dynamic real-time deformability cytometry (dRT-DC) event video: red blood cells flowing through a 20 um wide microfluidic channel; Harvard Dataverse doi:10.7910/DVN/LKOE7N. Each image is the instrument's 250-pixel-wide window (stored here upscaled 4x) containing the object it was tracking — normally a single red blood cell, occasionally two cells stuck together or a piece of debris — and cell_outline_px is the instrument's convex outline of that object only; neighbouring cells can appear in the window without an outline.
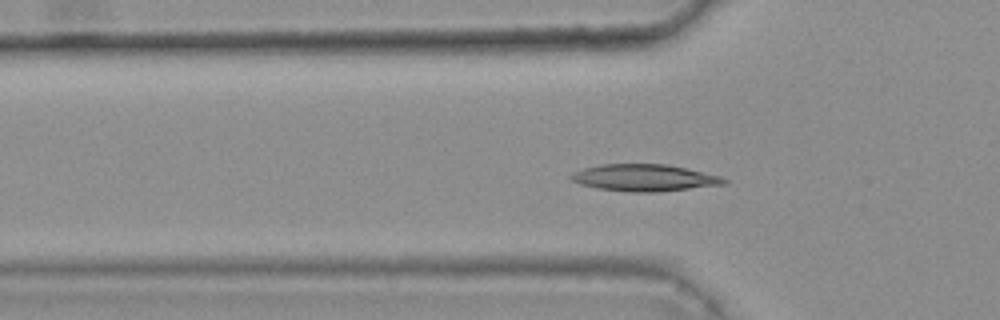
{"species": "common noctule bat (a hibernating species)", "species_latin": "Nyctalus noctula", "temperature_condition": "warm", "stored_images_in_passage": 34, "camera_frame_rate_fps": 3000, "um_per_image_px": 0.085, "animal": {"sex": "female", "body_mass_g": 25.1}, "frame": {"image": 1, "passage_image": 6, "time_ms": 1.667, "image_size_px": [1000, 320], "cell_outline_px": [[728, 184], [656, 192], [632, 192], [596, 188], [580, 184], [572, 180], [568, 176], [572, 172], [584, 168], [600, 164], [664, 164], [684, 168], [720, 176], [728, 180]], "centroid_in_image_um": [54.74, 15.11], "position_along_channel_um": 71.1, "area_um2": 23.87}}
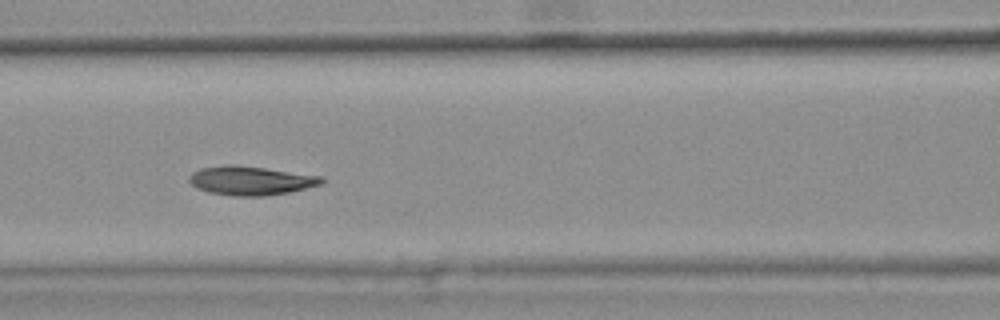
{"frame": {"image": 2, "passage_image": 12, "time_ms": 3.667, "image_size_px": [1000, 320], "cell_outline_px": [[324, 180], [320, 184], [288, 192], [264, 196], [232, 196], [208, 192], [196, 188], [188, 180], [188, 176], [192, 172], [200, 168], [224, 164], [236, 164], [320, 176]], "centroid_in_image_um": [21.21, 15.34], "position_along_channel_um": 145.4, "area_um2": 22.25}}
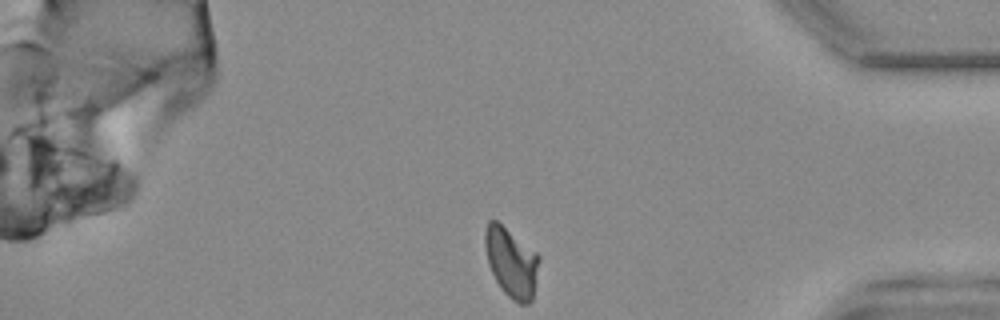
{"frame": {"image": 3, "passage_image": 34, "time_ms": 11.0, "image_size_px": [1000, 320], "cell_outline_px": [[540, 260], [532, 300], [528, 304], [520, 304], [512, 300], [500, 288], [488, 264], [484, 244], [484, 232], [488, 220], [496, 220], [536, 252], [540, 256]], "centroid_in_image_um": [43.46, 22.31], "position_along_channel_um": 391.7, "area_um2": 21.91}, "authors_computed_cell_mechanics": {"area_um2": 22.1663, "velocity_mm_per_s": 3.7041, "shape_relaxation_time_tau1_ms": 6.7483, "shape_relaxation_time_tau2_ms": 2.1683, "deformation_change_tau1": 0.1925, "deformation_change_tau2": 0.0626}}